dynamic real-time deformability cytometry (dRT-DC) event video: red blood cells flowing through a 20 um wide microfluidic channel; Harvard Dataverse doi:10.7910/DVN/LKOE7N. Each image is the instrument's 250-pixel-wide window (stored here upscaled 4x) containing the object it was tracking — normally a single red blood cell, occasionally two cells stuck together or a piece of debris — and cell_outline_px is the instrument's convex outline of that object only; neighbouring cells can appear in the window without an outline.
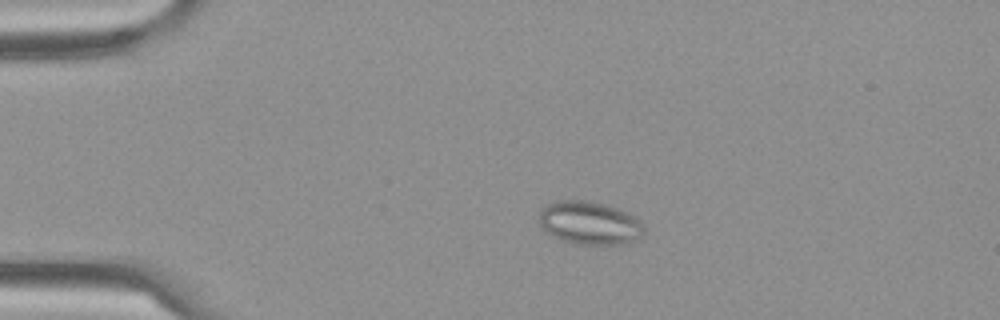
{"species": "Egyptian fruit bat (a non-hibernating species)", "species_latin": "Rousettus aegyptiacus", "temperature_condition": "cold", "stored_images_in_passage": 11, "camera_frame_rate_fps": 3000, "um_per_image_px": 0.085, "frame": {"image": 1, "passage_image": 4, "time_ms": 1.0, "image_size_px": [1000, 320], "cell_outline_px": [[644, 236], [628, 244], [576, 244], [560, 240], [544, 232], [540, 228], [540, 208], [556, 200], [584, 200], [604, 204], [628, 212], [644, 228]], "centroid_in_image_um": [50.07, 18.97], "position_along_channel_um": 34.9, "area_um2": 26.59}}